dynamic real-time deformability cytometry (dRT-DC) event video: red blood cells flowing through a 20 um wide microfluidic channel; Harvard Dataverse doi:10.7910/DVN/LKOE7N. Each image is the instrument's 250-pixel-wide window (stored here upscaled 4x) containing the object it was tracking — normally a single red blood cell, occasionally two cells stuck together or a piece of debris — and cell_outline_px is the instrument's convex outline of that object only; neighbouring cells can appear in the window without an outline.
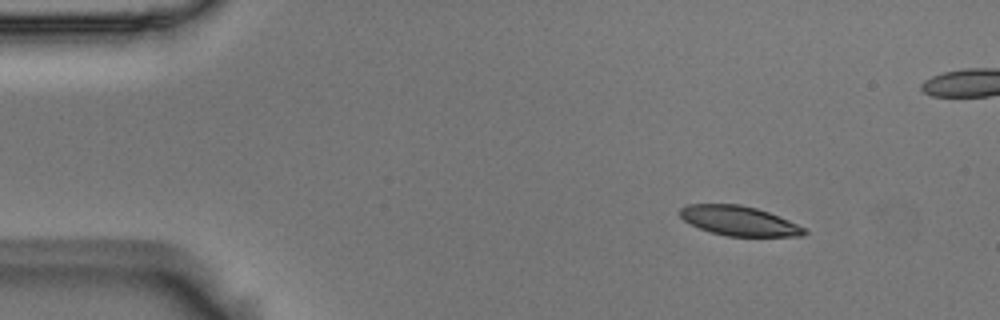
{"species": "Egyptian fruit bat (a non-hibernating species)", "species_latin": "Rousettus aegyptiacus", "temperature_condition": "room temperature", "stored_images_in_passage": 50, "camera_frame_rate_fps": 3000, "um_per_image_px": 0.085, "animal": {"sex": "male"}, "frame": {"image": 1, "passage_image": 1, "time_ms": 0.0, "image_size_px": [1000, 320], "cell_outline_px": [[808, 232], [804, 236], [728, 236], [712, 232], [700, 228], [684, 220], [680, 216], [680, 208], [688, 204], [740, 204], [756, 208], [768, 212], [788, 220], [804, 228]], "centroid_in_image_um": [62.82, 18.77], "position_along_channel_um": 22.2, "area_um2": 21.21}}
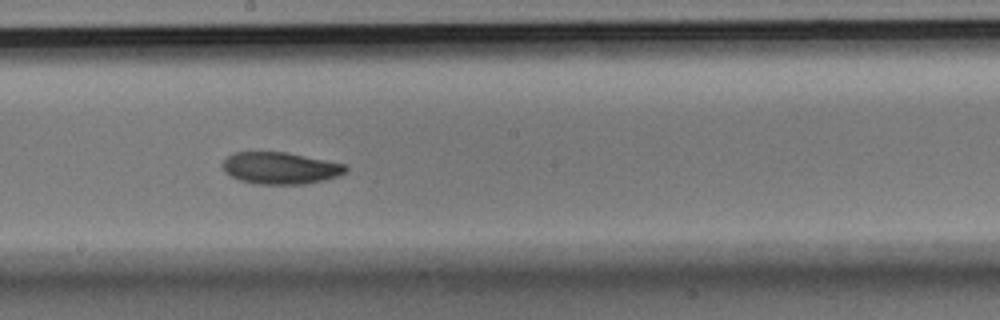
{"frame": {"image": 2, "passage_image": 24, "time_ms": 7.667, "image_size_px": [1000, 320], "cell_outline_px": [[348, 168], [344, 172], [336, 176], [324, 180], [304, 184], [256, 184], [240, 180], [224, 172], [220, 164], [232, 152], [288, 152], [344, 164]], "centroid_in_image_um": [23.77, 14.28], "position_along_channel_um": 224.4, "area_um2": 22.83}}
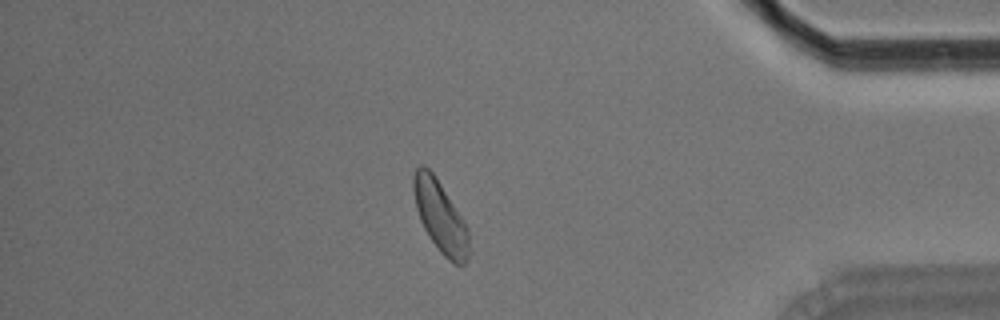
{"frame": {"image": 3, "passage_image": 41, "time_ms": 13.333, "image_size_px": [1000, 320], "cell_outline_px": [[468, 256], [464, 264], [452, 264], [440, 252], [428, 236], [420, 220], [416, 208], [412, 188], [412, 176], [416, 168], [420, 164], [424, 164], [432, 172], [440, 184], [468, 228]], "centroid_in_image_um": [37.38, 18.4], "position_along_channel_um": 397.8, "area_um2": 22.83}, "authors_computed_cell_mechanics": {"area_um2": 23.1489, "velocity_mm_per_s": 3.6443, "shape_relaxation_time_tau1_ms": 3.5785, "shape_relaxation_time_tau2_ms": 6.0666, "deformation_change_tau1": 0.124, "deformation_change_tau2": 0.0872}}